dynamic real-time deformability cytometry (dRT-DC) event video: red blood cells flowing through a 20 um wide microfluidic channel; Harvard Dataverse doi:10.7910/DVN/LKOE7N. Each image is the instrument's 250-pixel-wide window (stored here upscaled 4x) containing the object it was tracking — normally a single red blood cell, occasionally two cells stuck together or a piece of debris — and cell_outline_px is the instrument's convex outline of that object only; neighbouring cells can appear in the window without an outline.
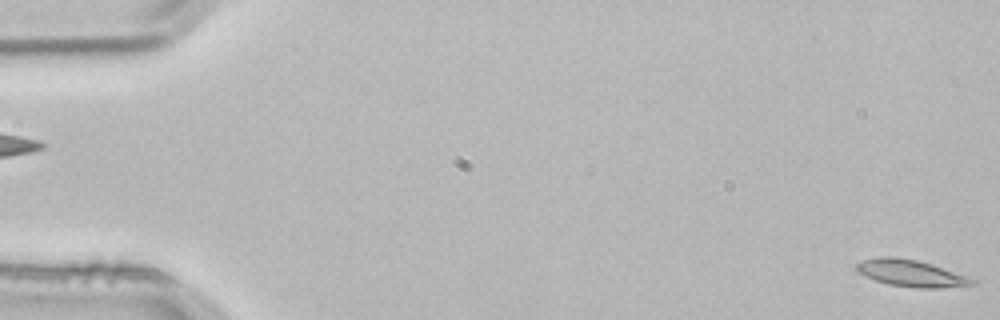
{"species": "common noctule bat (a hibernating species)", "species_latin": "Nyctalus noctula", "temperature_condition": "room temperature", "stored_images_in_passage": 4, "segment_of_instrument_passage": [2, 2], "camera_frame_rate_fps": 3000, "um_per_image_px": 0.085, "animal": {"sex": "male", "body_mass_g": 21.5, "forearm_length_mm": 52.0}, "frame": {"image": 1, "passage_image": 4, "time_ms": 1.0, "image_size_px": [1000, 320], "cell_outline_px": [[976, 284], [940, 288], [916, 288], [888, 284], [864, 276], [856, 272], [856, 264], [864, 260], [876, 256], [892, 256], [916, 260], [932, 264], [976, 280]], "centroid_in_image_um": [77.38, 23.22], "position_along_channel_um": 7.6, "area_um2": 17.98}}